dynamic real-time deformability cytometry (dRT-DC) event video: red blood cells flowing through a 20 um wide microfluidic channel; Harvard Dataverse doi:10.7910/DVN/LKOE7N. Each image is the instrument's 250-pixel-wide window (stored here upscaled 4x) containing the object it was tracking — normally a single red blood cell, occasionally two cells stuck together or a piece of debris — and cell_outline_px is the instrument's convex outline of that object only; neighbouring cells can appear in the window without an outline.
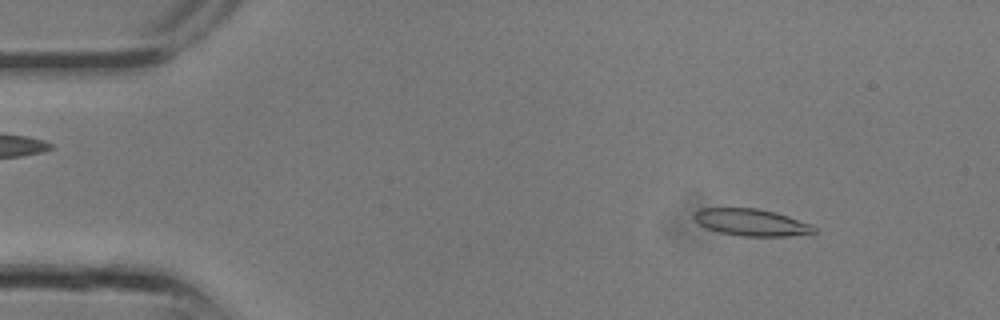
{"species": "common noctule bat (a hibernating species)", "species_latin": "Nyctalus noctula", "temperature_condition": "room temperature", "stored_images_in_passage": 14, "camera_frame_rate_fps": 3000, "um_per_image_px": 0.085, "animal": {"sex": "male", "body_mass_g": 13.3}, "frame": {"image": 1, "passage_image": 3, "time_ms": 0.667, "image_size_px": [1000, 320], "cell_outline_px": [[816, 232], [812, 236], [740, 236], [720, 232], [704, 228], [692, 216], [692, 212], [700, 208], [756, 208], [776, 212], [812, 224], [816, 228]], "centroid_in_image_um": [63.92, 18.91], "position_along_channel_um": 21.1, "area_um2": 19.31}}
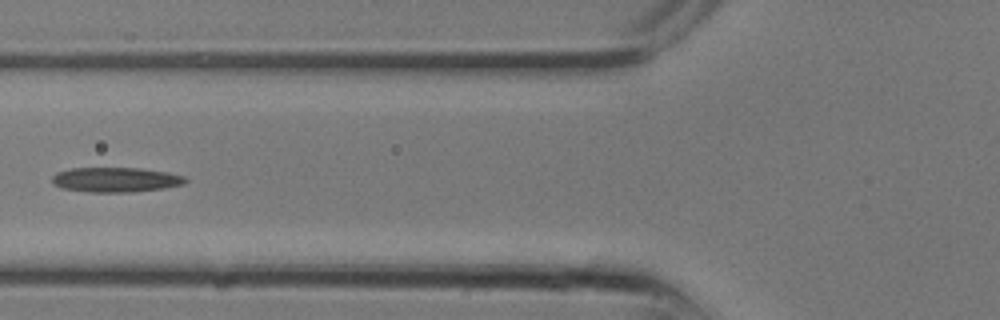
{"frame": {"image": 2, "passage_image": 10, "time_ms": 3.0, "image_size_px": [1000, 320], "cell_outline_px": [[188, 180], [184, 184], [164, 188], [132, 192], [88, 192], [60, 188], [52, 184], [52, 176], [56, 172], [72, 168], [140, 168], [168, 172], [184, 176]], "centroid_in_image_um": [9.81, 15.28], "position_along_channel_um": 116.0, "area_um2": 19.42}}
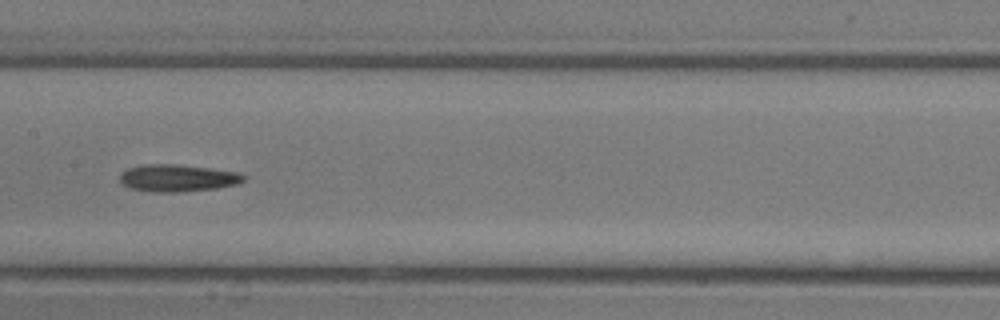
{"frame": {"image": 3, "passage_image": 13, "time_ms": 4.0, "image_size_px": [1000, 320], "cell_outline_px": [[244, 180], [236, 184], [216, 188], [180, 192], [152, 192], [128, 188], [120, 180], [120, 172], [128, 168], [144, 164], [176, 164], [212, 168], [236, 172], [244, 176]], "centroid_in_image_um": [15.05, 15.13], "position_along_channel_um": 192.4, "area_um2": 19.59}}